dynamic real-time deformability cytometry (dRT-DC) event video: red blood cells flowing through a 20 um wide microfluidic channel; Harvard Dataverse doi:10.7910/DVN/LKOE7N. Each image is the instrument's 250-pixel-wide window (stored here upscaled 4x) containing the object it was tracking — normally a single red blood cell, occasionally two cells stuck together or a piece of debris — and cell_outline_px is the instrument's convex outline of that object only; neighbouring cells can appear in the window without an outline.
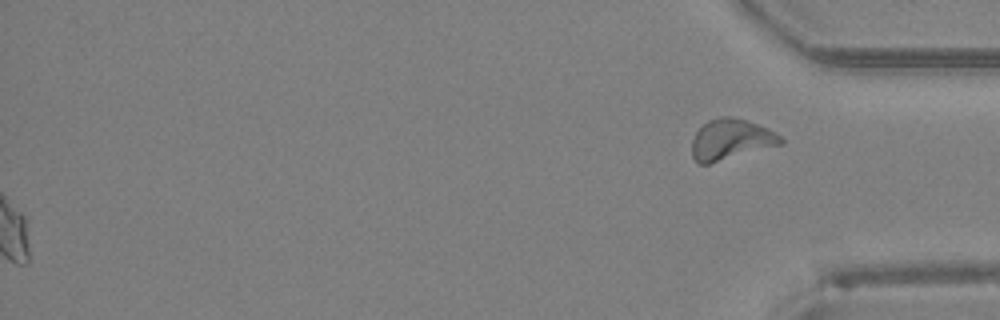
{"species": "Egyptian fruit bat (a non-hibernating species)", "species_latin": "Rousettus aegyptiacus", "temperature_condition": "room temperature", "stored_images_in_passage": 47, "segment_of_instrument_passage": [2, 2], "camera_frame_rate_fps": 3000, "um_per_image_px": 0.085, "animal": {"sex": "female"}, "frame": {"image": 1, "passage_image": 47, "time_ms": 15.333, "image_size_px": [1000, 320], "cell_outline_px": [[784, 144], [708, 164], [696, 164], [692, 156], [692, 140], [696, 132], [708, 120], [720, 116], [728, 116], [748, 120], [776, 132], [784, 140]], "centroid_in_image_um": [62.13, 11.86], "position_along_channel_um": 373.1, "area_um2": 21.21}}